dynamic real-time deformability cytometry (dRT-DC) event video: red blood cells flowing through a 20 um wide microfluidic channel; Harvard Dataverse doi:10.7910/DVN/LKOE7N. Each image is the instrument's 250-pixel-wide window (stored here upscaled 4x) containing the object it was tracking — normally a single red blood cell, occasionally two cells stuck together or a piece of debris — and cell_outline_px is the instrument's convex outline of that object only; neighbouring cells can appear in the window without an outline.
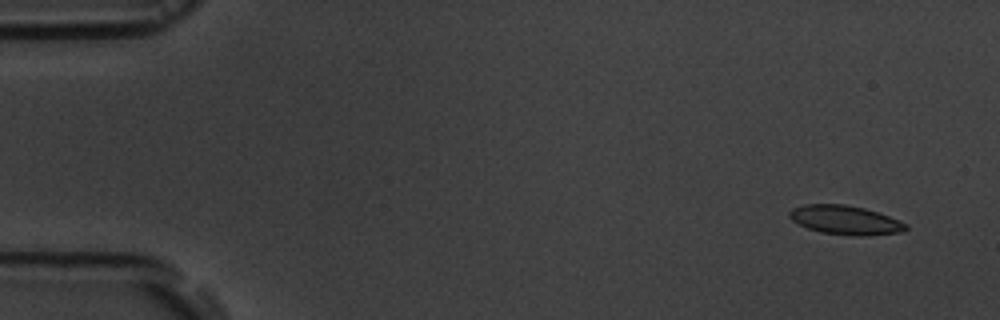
{"species": "common noctule bat (a hibernating species)", "species_latin": "Nyctalus noctula", "temperature_condition": "room temperature", "stored_images_in_passage": 6, "camera_frame_rate_fps": 3000, "um_per_image_px": 0.085, "animal": {"sex": "male", "body_mass_g": 19.5, "forearm_length_mm": 54.6}, "frame": {"image": 1, "passage_image": 1, "time_ms": 0.0, "image_size_px": [1000, 320], "cell_outline_px": [[908, 228], [900, 232], [860, 236], [852, 236], [820, 232], [808, 228], [792, 220], [788, 216], [788, 212], [792, 208], [804, 204], [844, 204], [864, 208], [888, 216], [908, 224]], "centroid_in_image_um": [71.82, 18.7], "position_along_channel_um": 13.2, "area_um2": 19.59}}
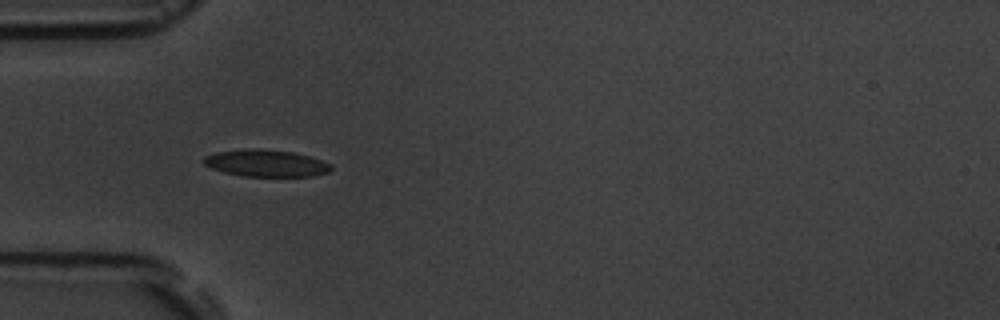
{"frame": {"image": 2, "passage_image": 5, "time_ms": 4.667, "image_size_px": [1000, 320], "cell_outline_px": [[332, 168], [328, 172], [312, 176], [244, 176], [224, 172], [212, 168], [204, 164], [200, 160], [204, 156], [216, 152], [248, 148], [256, 148], [292, 152], [308, 156], [332, 164]], "centroid_in_image_um": [22.57, 13.87], "position_along_channel_um": 62.4, "area_um2": 19.94}}
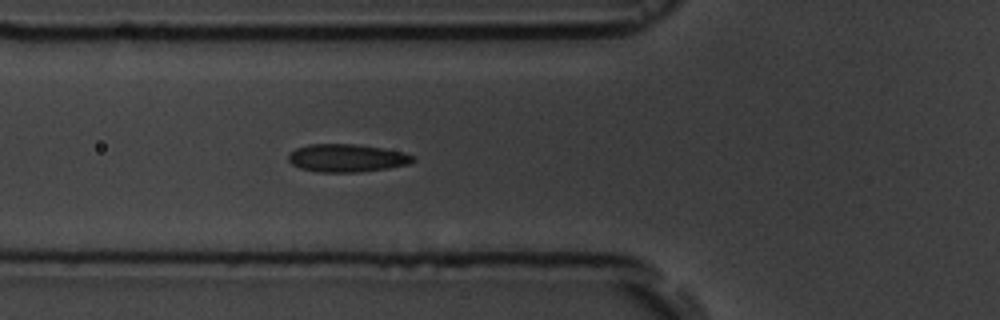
{"frame": {"image": 3, "passage_image": 6, "time_ms": 5.667, "image_size_px": [1000, 320], "cell_outline_px": [[416, 160], [408, 164], [388, 168], [360, 172], [320, 172], [300, 168], [292, 164], [288, 160], [288, 152], [296, 148], [308, 144], [356, 144], [384, 148], [404, 152], [416, 156]], "centroid_in_image_um": [29.49, 13.42], "position_along_channel_um": 96.3, "area_um2": 20.46}}